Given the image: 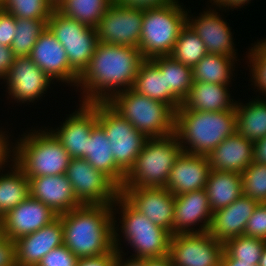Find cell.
Listing matches in <instances>:
<instances>
[{"label": "cell", "mask_w": 266, "mask_h": 266, "mask_svg": "<svg viewBox=\"0 0 266 266\" xmlns=\"http://www.w3.org/2000/svg\"><path fill=\"white\" fill-rule=\"evenodd\" d=\"M144 60L138 47L99 42L76 85L83 90L82 103L109 102L116 94L132 88Z\"/></svg>", "instance_id": "6da1fadb"}, {"label": "cell", "mask_w": 266, "mask_h": 266, "mask_svg": "<svg viewBox=\"0 0 266 266\" xmlns=\"http://www.w3.org/2000/svg\"><path fill=\"white\" fill-rule=\"evenodd\" d=\"M116 209L109 204L81 205L58 215L63 227V244L79 259L114 251Z\"/></svg>", "instance_id": "7a4b0ae2"}, {"label": "cell", "mask_w": 266, "mask_h": 266, "mask_svg": "<svg viewBox=\"0 0 266 266\" xmlns=\"http://www.w3.org/2000/svg\"><path fill=\"white\" fill-rule=\"evenodd\" d=\"M236 127L235 108L214 112L175 111V134L185 153L208 156L225 138L236 132Z\"/></svg>", "instance_id": "3957f363"}, {"label": "cell", "mask_w": 266, "mask_h": 266, "mask_svg": "<svg viewBox=\"0 0 266 266\" xmlns=\"http://www.w3.org/2000/svg\"><path fill=\"white\" fill-rule=\"evenodd\" d=\"M23 136L11 151L12 163L14 162L28 179L66 173L71 157L50 130H38Z\"/></svg>", "instance_id": "277c9868"}, {"label": "cell", "mask_w": 266, "mask_h": 266, "mask_svg": "<svg viewBox=\"0 0 266 266\" xmlns=\"http://www.w3.org/2000/svg\"><path fill=\"white\" fill-rule=\"evenodd\" d=\"M182 147L176 134L148 138L121 188L165 187Z\"/></svg>", "instance_id": "5b68a950"}, {"label": "cell", "mask_w": 266, "mask_h": 266, "mask_svg": "<svg viewBox=\"0 0 266 266\" xmlns=\"http://www.w3.org/2000/svg\"><path fill=\"white\" fill-rule=\"evenodd\" d=\"M108 103L147 138L175 133V111L164 102L130 88L116 94Z\"/></svg>", "instance_id": "8992f818"}, {"label": "cell", "mask_w": 266, "mask_h": 266, "mask_svg": "<svg viewBox=\"0 0 266 266\" xmlns=\"http://www.w3.org/2000/svg\"><path fill=\"white\" fill-rule=\"evenodd\" d=\"M181 6L176 1L166 6L144 9L138 46L144 59L170 56L187 23L188 12Z\"/></svg>", "instance_id": "52a82bcc"}, {"label": "cell", "mask_w": 266, "mask_h": 266, "mask_svg": "<svg viewBox=\"0 0 266 266\" xmlns=\"http://www.w3.org/2000/svg\"><path fill=\"white\" fill-rule=\"evenodd\" d=\"M116 203V204H115ZM119 204V205H118ZM120 206L122 226L120 230L134 248V258H153L169 255L171 233L166 229L155 225L144 214L134 209L120 194L112 207Z\"/></svg>", "instance_id": "ba28073f"}, {"label": "cell", "mask_w": 266, "mask_h": 266, "mask_svg": "<svg viewBox=\"0 0 266 266\" xmlns=\"http://www.w3.org/2000/svg\"><path fill=\"white\" fill-rule=\"evenodd\" d=\"M47 28L63 45L70 68L80 76L99 43L97 28L71 19L56 8L51 12Z\"/></svg>", "instance_id": "9c48e42d"}, {"label": "cell", "mask_w": 266, "mask_h": 266, "mask_svg": "<svg viewBox=\"0 0 266 266\" xmlns=\"http://www.w3.org/2000/svg\"><path fill=\"white\" fill-rule=\"evenodd\" d=\"M97 122L106 132L116 165L127 174L148 138L108 102H97Z\"/></svg>", "instance_id": "30bf717a"}, {"label": "cell", "mask_w": 266, "mask_h": 266, "mask_svg": "<svg viewBox=\"0 0 266 266\" xmlns=\"http://www.w3.org/2000/svg\"><path fill=\"white\" fill-rule=\"evenodd\" d=\"M82 205H112L119 188L84 158H71L65 173Z\"/></svg>", "instance_id": "8fae6325"}, {"label": "cell", "mask_w": 266, "mask_h": 266, "mask_svg": "<svg viewBox=\"0 0 266 266\" xmlns=\"http://www.w3.org/2000/svg\"><path fill=\"white\" fill-rule=\"evenodd\" d=\"M224 244L210 233L172 235L169 256L173 266H220Z\"/></svg>", "instance_id": "7c38bea8"}, {"label": "cell", "mask_w": 266, "mask_h": 266, "mask_svg": "<svg viewBox=\"0 0 266 266\" xmlns=\"http://www.w3.org/2000/svg\"><path fill=\"white\" fill-rule=\"evenodd\" d=\"M144 9L125 7L113 1L97 26L99 42L138 47Z\"/></svg>", "instance_id": "4fadbf2b"}, {"label": "cell", "mask_w": 266, "mask_h": 266, "mask_svg": "<svg viewBox=\"0 0 266 266\" xmlns=\"http://www.w3.org/2000/svg\"><path fill=\"white\" fill-rule=\"evenodd\" d=\"M120 195L152 223L172 235L175 196L164 187L120 188Z\"/></svg>", "instance_id": "5bb4252c"}, {"label": "cell", "mask_w": 266, "mask_h": 266, "mask_svg": "<svg viewBox=\"0 0 266 266\" xmlns=\"http://www.w3.org/2000/svg\"><path fill=\"white\" fill-rule=\"evenodd\" d=\"M5 79L8 94L23 103L38 100L52 83V79L29 56H15Z\"/></svg>", "instance_id": "9a60e30c"}, {"label": "cell", "mask_w": 266, "mask_h": 266, "mask_svg": "<svg viewBox=\"0 0 266 266\" xmlns=\"http://www.w3.org/2000/svg\"><path fill=\"white\" fill-rule=\"evenodd\" d=\"M80 107L60 128L50 131L71 158L86 157L91 129L97 123V102L82 103Z\"/></svg>", "instance_id": "2e32d148"}, {"label": "cell", "mask_w": 266, "mask_h": 266, "mask_svg": "<svg viewBox=\"0 0 266 266\" xmlns=\"http://www.w3.org/2000/svg\"><path fill=\"white\" fill-rule=\"evenodd\" d=\"M212 214L205 189L175 196L172 235L209 231ZM199 222L203 224L200 225L198 231L194 227L190 228L191 225Z\"/></svg>", "instance_id": "e0dca14e"}, {"label": "cell", "mask_w": 266, "mask_h": 266, "mask_svg": "<svg viewBox=\"0 0 266 266\" xmlns=\"http://www.w3.org/2000/svg\"><path fill=\"white\" fill-rule=\"evenodd\" d=\"M29 57L52 80L77 85L79 76L70 68L63 45L48 28L39 35Z\"/></svg>", "instance_id": "ac0fdd59"}, {"label": "cell", "mask_w": 266, "mask_h": 266, "mask_svg": "<svg viewBox=\"0 0 266 266\" xmlns=\"http://www.w3.org/2000/svg\"><path fill=\"white\" fill-rule=\"evenodd\" d=\"M58 215L44 203L28 196L3 216L5 237L16 240L54 221Z\"/></svg>", "instance_id": "d6986e66"}, {"label": "cell", "mask_w": 266, "mask_h": 266, "mask_svg": "<svg viewBox=\"0 0 266 266\" xmlns=\"http://www.w3.org/2000/svg\"><path fill=\"white\" fill-rule=\"evenodd\" d=\"M17 266H37L42 257L63 244V227L58 216L41 229L14 240Z\"/></svg>", "instance_id": "ffe728a7"}, {"label": "cell", "mask_w": 266, "mask_h": 266, "mask_svg": "<svg viewBox=\"0 0 266 266\" xmlns=\"http://www.w3.org/2000/svg\"><path fill=\"white\" fill-rule=\"evenodd\" d=\"M210 170L207 156L182 151L174 162L164 188L174 196L205 189Z\"/></svg>", "instance_id": "44dd1931"}, {"label": "cell", "mask_w": 266, "mask_h": 266, "mask_svg": "<svg viewBox=\"0 0 266 266\" xmlns=\"http://www.w3.org/2000/svg\"><path fill=\"white\" fill-rule=\"evenodd\" d=\"M29 191L32 198L50 207L57 215L82 205L65 174L32 177L29 179Z\"/></svg>", "instance_id": "7402d4cb"}, {"label": "cell", "mask_w": 266, "mask_h": 266, "mask_svg": "<svg viewBox=\"0 0 266 266\" xmlns=\"http://www.w3.org/2000/svg\"><path fill=\"white\" fill-rule=\"evenodd\" d=\"M258 202L248 196H240L229 206L213 212L210 235L221 243L244 235V230Z\"/></svg>", "instance_id": "603a6c76"}, {"label": "cell", "mask_w": 266, "mask_h": 266, "mask_svg": "<svg viewBox=\"0 0 266 266\" xmlns=\"http://www.w3.org/2000/svg\"><path fill=\"white\" fill-rule=\"evenodd\" d=\"M187 23L204 42L208 53L236 56L231 29L214 9L204 11L200 17L193 20L188 15Z\"/></svg>", "instance_id": "cb8c5ba5"}, {"label": "cell", "mask_w": 266, "mask_h": 266, "mask_svg": "<svg viewBox=\"0 0 266 266\" xmlns=\"http://www.w3.org/2000/svg\"><path fill=\"white\" fill-rule=\"evenodd\" d=\"M253 142L237 131L225 138L208 156L211 169L242 172L253 163Z\"/></svg>", "instance_id": "d4e9b609"}, {"label": "cell", "mask_w": 266, "mask_h": 266, "mask_svg": "<svg viewBox=\"0 0 266 266\" xmlns=\"http://www.w3.org/2000/svg\"><path fill=\"white\" fill-rule=\"evenodd\" d=\"M84 159L121 188L126 174L116 165L106 132L98 122L91 129Z\"/></svg>", "instance_id": "484cf974"}, {"label": "cell", "mask_w": 266, "mask_h": 266, "mask_svg": "<svg viewBox=\"0 0 266 266\" xmlns=\"http://www.w3.org/2000/svg\"><path fill=\"white\" fill-rule=\"evenodd\" d=\"M228 85L193 81L191 90L178 109L194 111H224L235 108ZM232 100V101H231Z\"/></svg>", "instance_id": "4316f807"}, {"label": "cell", "mask_w": 266, "mask_h": 266, "mask_svg": "<svg viewBox=\"0 0 266 266\" xmlns=\"http://www.w3.org/2000/svg\"><path fill=\"white\" fill-rule=\"evenodd\" d=\"M212 212L243 195L242 174L211 169L205 186Z\"/></svg>", "instance_id": "83f0119b"}, {"label": "cell", "mask_w": 266, "mask_h": 266, "mask_svg": "<svg viewBox=\"0 0 266 266\" xmlns=\"http://www.w3.org/2000/svg\"><path fill=\"white\" fill-rule=\"evenodd\" d=\"M132 89L150 99L168 104L174 111L181 105L166 90L165 74L160 72V68L151 59L141 63Z\"/></svg>", "instance_id": "f1b7e54d"}, {"label": "cell", "mask_w": 266, "mask_h": 266, "mask_svg": "<svg viewBox=\"0 0 266 266\" xmlns=\"http://www.w3.org/2000/svg\"><path fill=\"white\" fill-rule=\"evenodd\" d=\"M236 131L252 142L266 136V101L257 99L245 106L241 103L235 105Z\"/></svg>", "instance_id": "f546056e"}, {"label": "cell", "mask_w": 266, "mask_h": 266, "mask_svg": "<svg viewBox=\"0 0 266 266\" xmlns=\"http://www.w3.org/2000/svg\"><path fill=\"white\" fill-rule=\"evenodd\" d=\"M151 60L165 74L166 90L182 104L193 84L192 67L175 61L171 56H159Z\"/></svg>", "instance_id": "4dcf8cb0"}, {"label": "cell", "mask_w": 266, "mask_h": 266, "mask_svg": "<svg viewBox=\"0 0 266 266\" xmlns=\"http://www.w3.org/2000/svg\"><path fill=\"white\" fill-rule=\"evenodd\" d=\"M11 169L0 175V218L30 196L27 176L15 163Z\"/></svg>", "instance_id": "1f68e13d"}, {"label": "cell", "mask_w": 266, "mask_h": 266, "mask_svg": "<svg viewBox=\"0 0 266 266\" xmlns=\"http://www.w3.org/2000/svg\"><path fill=\"white\" fill-rule=\"evenodd\" d=\"M235 58L237 57L207 53L192 67L193 81L229 85Z\"/></svg>", "instance_id": "d6a6232c"}, {"label": "cell", "mask_w": 266, "mask_h": 266, "mask_svg": "<svg viewBox=\"0 0 266 266\" xmlns=\"http://www.w3.org/2000/svg\"><path fill=\"white\" fill-rule=\"evenodd\" d=\"M113 0H62L55 8L89 27L97 28Z\"/></svg>", "instance_id": "836d02e7"}, {"label": "cell", "mask_w": 266, "mask_h": 266, "mask_svg": "<svg viewBox=\"0 0 266 266\" xmlns=\"http://www.w3.org/2000/svg\"><path fill=\"white\" fill-rule=\"evenodd\" d=\"M207 53L204 42L196 34L193 28L186 23L175 42L170 56L181 64L193 67Z\"/></svg>", "instance_id": "e575fe53"}, {"label": "cell", "mask_w": 266, "mask_h": 266, "mask_svg": "<svg viewBox=\"0 0 266 266\" xmlns=\"http://www.w3.org/2000/svg\"><path fill=\"white\" fill-rule=\"evenodd\" d=\"M48 20L16 18V34L11 43L15 56H29L39 35L47 28Z\"/></svg>", "instance_id": "d590c367"}, {"label": "cell", "mask_w": 266, "mask_h": 266, "mask_svg": "<svg viewBox=\"0 0 266 266\" xmlns=\"http://www.w3.org/2000/svg\"><path fill=\"white\" fill-rule=\"evenodd\" d=\"M265 244V240L240 235L226 241L224 251L233 259H239L242 262L256 266L259 265Z\"/></svg>", "instance_id": "8d00e7d4"}, {"label": "cell", "mask_w": 266, "mask_h": 266, "mask_svg": "<svg viewBox=\"0 0 266 266\" xmlns=\"http://www.w3.org/2000/svg\"><path fill=\"white\" fill-rule=\"evenodd\" d=\"M1 7L19 19L48 20L55 6L50 0H1Z\"/></svg>", "instance_id": "74e56055"}, {"label": "cell", "mask_w": 266, "mask_h": 266, "mask_svg": "<svg viewBox=\"0 0 266 266\" xmlns=\"http://www.w3.org/2000/svg\"><path fill=\"white\" fill-rule=\"evenodd\" d=\"M243 195L266 203V164L253 162L242 172Z\"/></svg>", "instance_id": "f35d334b"}, {"label": "cell", "mask_w": 266, "mask_h": 266, "mask_svg": "<svg viewBox=\"0 0 266 266\" xmlns=\"http://www.w3.org/2000/svg\"><path fill=\"white\" fill-rule=\"evenodd\" d=\"M244 235L266 241V203H258L247 221Z\"/></svg>", "instance_id": "ab89813d"}, {"label": "cell", "mask_w": 266, "mask_h": 266, "mask_svg": "<svg viewBox=\"0 0 266 266\" xmlns=\"http://www.w3.org/2000/svg\"><path fill=\"white\" fill-rule=\"evenodd\" d=\"M248 57L250 59V68L252 79H254V86L258 87V90H262V93L266 94V57L255 47H251Z\"/></svg>", "instance_id": "60d3db41"}, {"label": "cell", "mask_w": 266, "mask_h": 266, "mask_svg": "<svg viewBox=\"0 0 266 266\" xmlns=\"http://www.w3.org/2000/svg\"><path fill=\"white\" fill-rule=\"evenodd\" d=\"M78 259L62 244L43 256L37 266H76Z\"/></svg>", "instance_id": "b9f144b4"}, {"label": "cell", "mask_w": 266, "mask_h": 266, "mask_svg": "<svg viewBox=\"0 0 266 266\" xmlns=\"http://www.w3.org/2000/svg\"><path fill=\"white\" fill-rule=\"evenodd\" d=\"M16 18L1 8L0 10V44L11 47L16 34Z\"/></svg>", "instance_id": "7bdbcfd3"}, {"label": "cell", "mask_w": 266, "mask_h": 266, "mask_svg": "<svg viewBox=\"0 0 266 266\" xmlns=\"http://www.w3.org/2000/svg\"><path fill=\"white\" fill-rule=\"evenodd\" d=\"M0 266H17L15 242L7 237L0 241Z\"/></svg>", "instance_id": "ee69618b"}, {"label": "cell", "mask_w": 266, "mask_h": 266, "mask_svg": "<svg viewBox=\"0 0 266 266\" xmlns=\"http://www.w3.org/2000/svg\"><path fill=\"white\" fill-rule=\"evenodd\" d=\"M117 251L118 250L115 249L112 252L100 256L80 258L76 266H114Z\"/></svg>", "instance_id": "f6af8a7d"}, {"label": "cell", "mask_w": 266, "mask_h": 266, "mask_svg": "<svg viewBox=\"0 0 266 266\" xmlns=\"http://www.w3.org/2000/svg\"><path fill=\"white\" fill-rule=\"evenodd\" d=\"M113 1L125 7L149 9L154 7L166 6L178 0H113Z\"/></svg>", "instance_id": "bcb514c9"}, {"label": "cell", "mask_w": 266, "mask_h": 266, "mask_svg": "<svg viewBox=\"0 0 266 266\" xmlns=\"http://www.w3.org/2000/svg\"><path fill=\"white\" fill-rule=\"evenodd\" d=\"M15 55L11 47L0 44V79H4L14 63Z\"/></svg>", "instance_id": "7dc6e473"}, {"label": "cell", "mask_w": 266, "mask_h": 266, "mask_svg": "<svg viewBox=\"0 0 266 266\" xmlns=\"http://www.w3.org/2000/svg\"><path fill=\"white\" fill-rule=\"evenodd\" d=\"M118 227H115V249H117L116 253V260L114 266H146V258L141 259V258H134L132 257L131 259H128L126 261L122 260V254L123 253L118 245L121 244L120 240L118 239L119 234L116 232ZM119 242V243H118Z\"/></svg>", "instance_id": "c3c4849f"}, {"label": "cell", "mask_w": 266, "mask_h": 266, "mask_svg": "<svg viewBox=\"0 0 266 266\" xmlns=\"http://www.w3.org/2000/svg\"><path fill=\"white\" fill-rule=\"evenodd\" d=\"M254 158L253 162L266 164V136L253 142Z\"/></svg>", "instance_id": "681fc988"}, {"label": "cell", "mask_w": 266, "mask_h": 266, "mask_svg": "<svg viewBox=\"0 0 266 266\" xmlns=\"http://www.w3.org/2000/svg\"><path fill=\"white\" fill-rule=\"evenodd\" d=\"M5 135L7 134L2 133V131L0 132V171L2 170V166L9 161V156H12L10 155L11 147H9V138L5 137Z\"/></svg>", "instance_id": "f907efd6"}, {"label": "cell", "mask_w": 266, "mask_h": 266, "mask_svg": "<svg viewBox=\"0 0 266 266\" xmlns=\"http://www.w3.org/2000/svg\"><path fill=\"white\" fill-rule=\"evenodd\" d=\"M211 2L213 1L214 5H217V7H219L220 9L223 7H227V9L230 8H238L241 6L243 7V5H245L246 3L248 4L249 1L251 0H210ZM238 6V7H237Z\"/></svg>", "instance_id": "816d5d0a"}, {"label": "cell", "mask_w": 266, "mask_h": 266, "mask_svg": "<svg viewBox=\"0 0 266 266\" xmlns=\"http://www.w3.org/2000/svg\"><path fill=\"white\" fill-rule=\"evenodd\" d=\"M146 266H173L169 255L146 258Z\"/></svg>", "instance_id": "f5cc1de1"}, {"label": "cell", "mask_w": 266, "mask_h": 266, "mask_svg": "<svg viewBox=\"0 0 266 266\" xmlns=\"http://www.w3.org/2000/svg\"><path fill=\"white\" fill-rule=\"evenodd\" d=\"M220 266H252V265H250L249 263L242 262L239 259H233L224 251L222 258H221ZM256 266H259V265H256Z\"/></svg>", "instance_id": "db71d44e"}, {"label": "cell", "mask_w": 266, "mask_h": 266, "mask_svg": "<svg viewBox=\"0 0 266 266\" xmlns=\"http://www.w3.org/2000/svg\"><path fill=\"white\" fill-rule=\"evenodd\" d=\"M255 47L266 57V38L257 42Z\"/></svg>", "instance_id": "11a10c76"}, {"label": "cell", "mask_w": 266, "mask_h": 266, "mask_svg": "<svg viewBox=\"0 0 266 266\" xmlns=\"http://www.w3.org/2000/svg\"><path fill=\"white\" fill-rule=\"evenodd\" d=\"M259 266H266V244L261 254Z\"/></svg>", "instance_id": "9f6ffc18"}, {"label": "cell", "mask_w": 266, "mask_h": 266, "mask_svg": "<svg viewBox=\"0 0 266 266\" xmlns=\"http://www.w3.org/2000/svg\"><path fill=\"white\" fill-rule=\"evenodd\" d=\"M4 238H5L4 223H3V219L0 218V241H2Z\"/></svg>", "instance_id": "6f0895ef"}, {"label": "cell", "mask_w": 266, "mask_h": 266, "mask_svg": "<svg viewBox=\"0 0 266 266\" xmlns=\"http://www.w3.org/2000/svg\"><path fill=\"white\" fill-rule=\"evenodd\" d=\"M60 1H62V0H50V2H51L54 6H56Z\"/></svg>", "instance_id": "680465c9"}]
</instances>
